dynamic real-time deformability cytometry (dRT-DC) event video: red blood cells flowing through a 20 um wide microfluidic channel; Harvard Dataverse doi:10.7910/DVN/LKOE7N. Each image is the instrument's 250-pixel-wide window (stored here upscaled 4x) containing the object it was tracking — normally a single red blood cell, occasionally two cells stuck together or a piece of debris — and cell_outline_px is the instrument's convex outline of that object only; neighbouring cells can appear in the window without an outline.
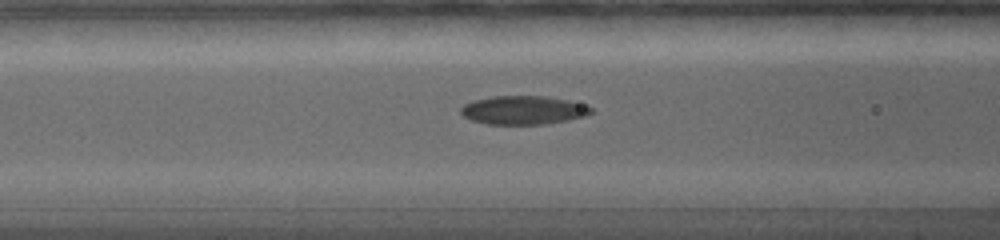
{"species": "common noctule bat (a hibernating species)", "species_latin": "Nyctalus noctula", "temperature_condition": "warm", "stored_images_in_passage": 46, "segment_of_instrument_passage": [1, 2], "camera_frame_rate_fps": 5000, "um_per_image_px": 0.085, "animal": {"sex": "female", "body_mass_g": 19.0, "forearm_length_mm": 56.7}, "frame": {"image": 1, "passage_image": 10, "time_ms": 5.4, "image_size_px": [1000, 240], "cell_outline_px": [[592, 112], [584, 116], [568, 120], [544, 124], [488, 124], [472, 120], [464, 116], [460, 112], [460, 108], [464, 104], [472, 100], [492, 96], [544, 96], [568, 100], [592, 108]], "centroid_in_image_um": [44.43, 9.36], "position_along_channel_um": 122.2, "area_um2": 21.56}}
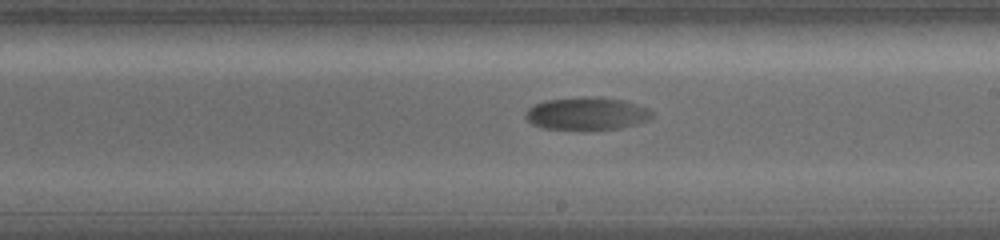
{"frame": {"image": 2, "passage_image": 19, "time_ms": 8.8, "image_size_px": [1000, 240], "cell_outline_px": [[652, 116], [648, 120], [636, 124], [620, 128], [544, 128], [532, 124], [524, 116], [524, 112], [528, 108], [544, 100], [584, 96], [596, 96], [624, 100], [648, 108], [652, 112]], "centroid_in_image_um": [49.86, 9.62], "position_along_channel_um": 239.1, "area_um2": 23.81}}
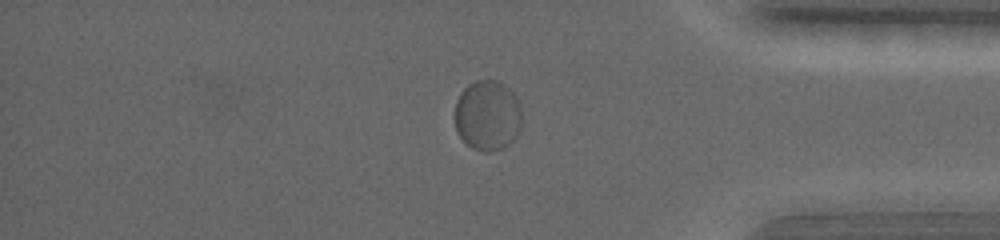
{"frame": {"image": 3, "passage_image": 32, "time_ms": 13.8, "image_size_px": [1000, 240], "cell_outline_px": [[520, 128], [516, 136], [504, 148], [488, 152], [484, 152], [472, 148], [460, 136], [456, 128], [452, 116], [456, 100], [460, 92], [468, 84], [476, 80], [500, 80], [516, 96], [520, 104]], "centroid_in_image_um": [41.4, 9.79], "position_along_channel_um": 393.8, "area_um2": 27.86}}